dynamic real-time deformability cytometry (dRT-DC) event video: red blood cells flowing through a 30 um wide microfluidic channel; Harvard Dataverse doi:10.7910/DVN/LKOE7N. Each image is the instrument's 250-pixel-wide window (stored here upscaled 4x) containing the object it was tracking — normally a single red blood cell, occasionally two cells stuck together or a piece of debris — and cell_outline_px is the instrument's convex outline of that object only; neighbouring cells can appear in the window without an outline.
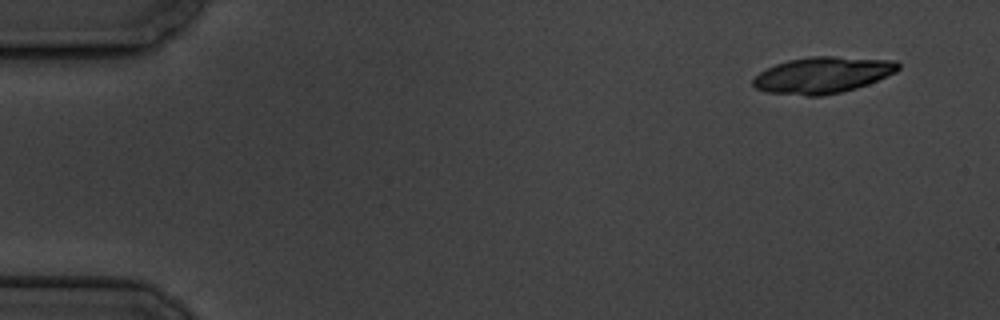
{"species": "common noctule bat (a hibernating species)", "species_latin": "Nyctalus noctula", "temperature_condition": "cold", "stored_images_in_passage": 5, "camera_frame_rate_fps": 3000, "um_per_image_px": 0.085, "animal": {"sex": "male", "body_mass_g": 19.5, "forearm_length_mm": 54.6}, "frame": {"image": 1, "passage_image": 1, "time_ms": 0.0, "image_size_px": [1000, 320], "cell_outline_px": [[900, 68], [896, 72], [868, 84], [856, 88], [840, 92], [820, 96], [808, 96], [764, 92], [756, 88], [752, 84], [752, 80], [760, 72], [776, 64], [788, 60], [812, 56], [836, 56], [896, 60], [900, 64]], "centroid_in_image_um": [69.94, 6.37], "position_along_channel_um": 15.1, "area_um2": 30.81}}